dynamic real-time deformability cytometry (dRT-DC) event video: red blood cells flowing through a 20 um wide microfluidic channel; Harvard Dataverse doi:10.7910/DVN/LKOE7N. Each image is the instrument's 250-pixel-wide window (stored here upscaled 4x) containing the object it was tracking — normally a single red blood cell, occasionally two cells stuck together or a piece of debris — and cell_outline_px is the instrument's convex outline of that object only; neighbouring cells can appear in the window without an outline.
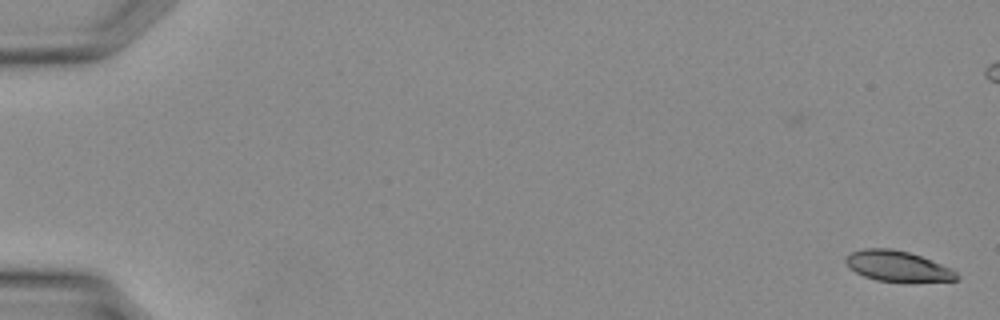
{"species": "Egyptian fruit bat (a non-hibernating species)", "species_latin": "Rousettus aegyptiacus", "temperature_condition": "warm", "stored_images_in_passage": 9, "camera_frame_rate_fps": 3000, "um_per_image_px": 0.085, "animal": {"sex": "female"}, "frame": {"image": 1, "passage_image": 1, "time_ms": 0.0, "image_size_px": [1000, 320], "cell_outline_px": [[960, 280], [876, 280], [864, 276], [848, 268], [844, 260], [852, 252], [864, 248], [892, 248], [908, 252], [932, 260], [952, 268], [960, 276]], "centroid_in_image_um": [76.28, 22.59], "position_along_channel_um": 8.7, "area_um2": 19.31}}